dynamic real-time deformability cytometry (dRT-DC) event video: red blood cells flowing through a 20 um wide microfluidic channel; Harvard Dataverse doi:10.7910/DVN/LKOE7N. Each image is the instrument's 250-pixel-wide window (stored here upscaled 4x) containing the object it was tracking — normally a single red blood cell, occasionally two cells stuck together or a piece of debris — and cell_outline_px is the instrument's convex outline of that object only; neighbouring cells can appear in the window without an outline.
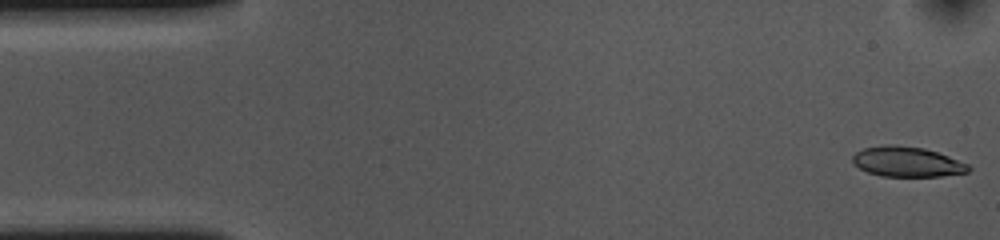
{"species": "common noctule bat (a hibernating species)", "species_latin": "Nyctalus noctula", "temperature_condition": "cold", "stored_images_in_passage": 53, "camera_frame_rate_fps": 3000, "um_per_image_px": 0.085, "animal": {"sex": "female", "body_mass_g": 10.0, "forearm_length_mm": 53.1}, "frame": {"image": 1, "passage_image": 1, "time_ms": 0.0, "image_size_px": [1000, 240], "cell_outline_px": [[972, 168], [968, 172], [940, 176], [880, 176], [868, 172], [852, 164], [852, 156], [856, 152], [864, 148], [888, 144], [892, 144], [924, 148], [948, 156], [968, 164]], "centroid_in_image_um": [77.08, 13.75], "position_along_channel_um": 7.9, "area_um2": 20.29}}
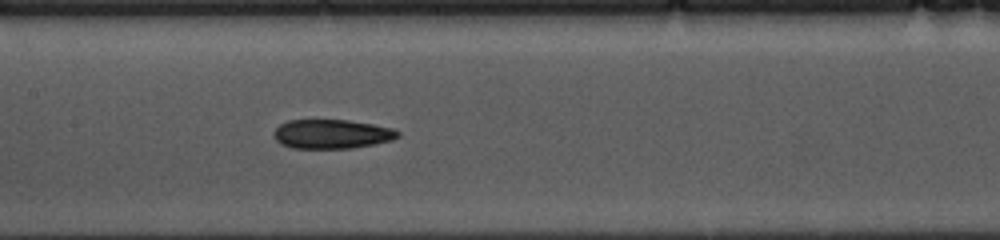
{"frame": {"image": 2, "passage_image": 24, "time_ms": 7.667, "image_size_px": [1000, 240], "cell_outline_px": [[400, 136], [392, 140], [352, 148], [292, 148], [280, 144], [272, 136], [272, 132], [280, 124], [288, 120], [348, 120], [372, 124], [392, 128], [400, 132]], "centroid_in_image_um": [28.17, 11.39], "position_along_channel_um": 179.2, "area_um2": 21.15}}
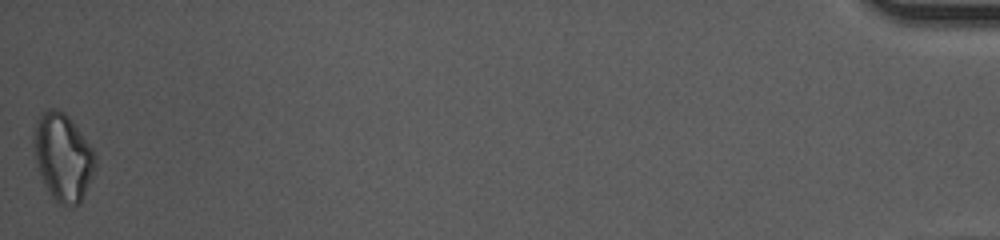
{"frame": {"image": 3, "passage_image": 53, "time_ms": 17.333, "image_size_px": [1000, 240], "cell_outline_px": [[96, 168], [80, 204], [72, 208], [60, 204], [52, 196], [40, 172], [36, 160], [32, 144], [32, 140], [36, 120], [40, 112], [48, 108], [56, 108], [64, 112], [72, 120], [92, 148], [96, 156]], "centroid_in_image_um": [5.36, 13.33], "position_along_channel_um": 429.8, "area_um2": 31.44}, "authors_computed_cell_mechanics": {"area_um2": 21.7906, "velocity_mm_per_s": 3.6585, "shape_relaxation_time_tau1_ms": 6.7497, "shape_relaxation_time_tau2_ms": 7.7117, "deformation_change_tau1": 0.132, "deformation_change_tau2": 0.1553}}